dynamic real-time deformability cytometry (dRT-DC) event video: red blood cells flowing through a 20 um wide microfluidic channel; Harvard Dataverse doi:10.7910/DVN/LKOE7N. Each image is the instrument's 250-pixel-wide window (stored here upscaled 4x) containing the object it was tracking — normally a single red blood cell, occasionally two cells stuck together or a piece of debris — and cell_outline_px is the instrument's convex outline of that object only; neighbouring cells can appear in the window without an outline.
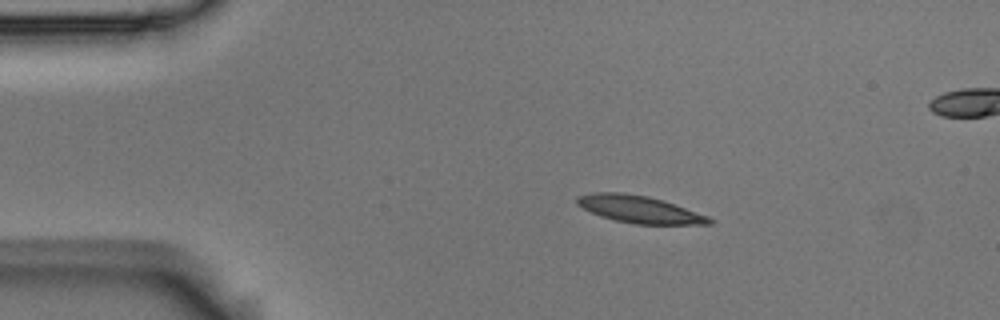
{"species": "Egyptian fruit bat (a non-hibernating species)", "species_latin": "Rousettus aegyptiacus", "temperature_condition": "room temperature", "stored_images_in_passage": 8, "camera_frame_rate_fps": 3000, "um_per_image_px": 0.085, "animal": {"sex": "male"}, "frame": {"image": 1, "passage_image": 1, "time_ms": 0.0, "image_size_px": [1000, 320], "cell_outline_px": [[712, 224], [636, 224], [616, 220], [600, 216], [576, 204], [576, 196], [592, 192], [620, 192], [648, 196], [664, 200], [708, 216], [712, 220]], "centroid_in_image_um": [54.32, 17.78], "position_along_channel_um": 30.7, "area_um2": 20.87}}
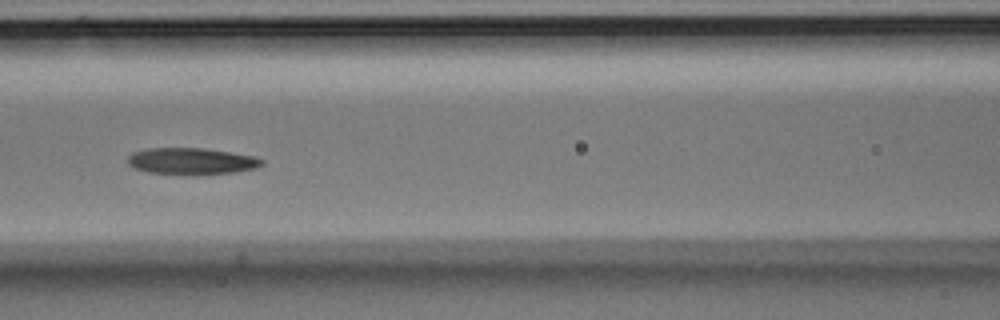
{"frame": {"image": 2, "passage_image": 5, "time_ms": 1.333, "image_size_px": [1000, 320], "cell_outline_px": [[264, 164], [256, 168], [236, 172], [192, 176], [148, 172], [132, 168], [128, 164], [128, 156], [132, 152], [148, 148], [204, 148], [256, 156], [264, 160]], "centroid_in_image_um": [16.29, 13.71], "position_along_channel_um": 150.3, "area_um2": 21.33}}
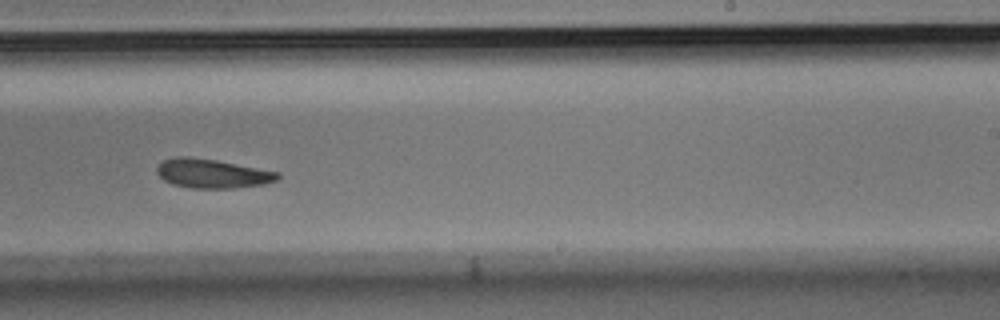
{"frame": {"image": 3, "passage_image": 8, "time_ms": 2.333, "image_size_px": [1000, 320], "cell_outline_px": [[280, 176], [276, 180], [264, 184], [236, 188], [192, 188], [172, 184], [164, 180], [156, 172], [156, 168], [164, 160], [176, 156], [188, 156], [216, 160], [280, 172]], "centroid_in_image_um": [18.04, 14.75], "position_along_channel_um": 271.0, "area_um2": 20.46}}